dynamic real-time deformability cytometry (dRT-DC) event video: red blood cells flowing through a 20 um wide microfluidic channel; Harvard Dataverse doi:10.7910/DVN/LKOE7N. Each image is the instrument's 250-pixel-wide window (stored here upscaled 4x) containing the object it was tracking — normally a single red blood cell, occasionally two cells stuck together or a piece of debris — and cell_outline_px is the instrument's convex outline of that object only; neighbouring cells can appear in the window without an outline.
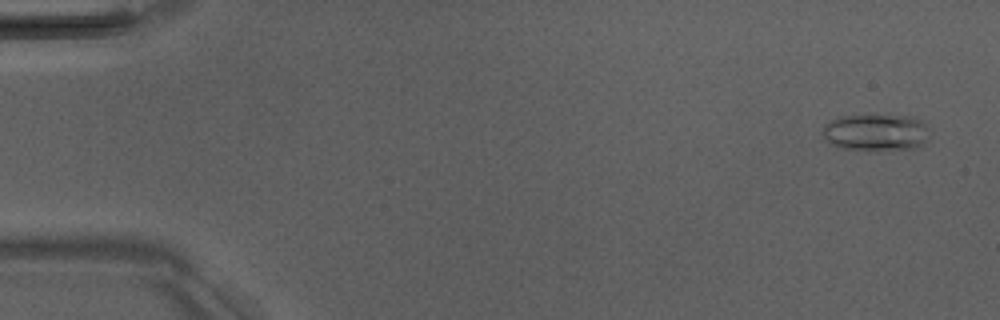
{"species": "Egyptian fruit bat (a non-hibernating species)", "species_latin": "Rousettus aegyptiacus", "temperature_condition": "room temperature", "stored_images_in_passage": 4, "camera_frame_rate_fps": 3000, "um_per_image_px": 0.085, "animal": {"sex": "male"}, "frame": {"image": 1, "passage_image": 1, "time_ms": 0.0, "image_size_px": [1000, 320], "cell_outline_px": [[932, 132], [928, 140], [916, 148], [836, 148], [828, 144], [820, 132], [824, 124], [840, 116], [912, 116], [920, 120]], "centroid_in_image_um": [74.43, 11.24], "position_along_channel_um": 10.6, "area_um2": 22.72}}